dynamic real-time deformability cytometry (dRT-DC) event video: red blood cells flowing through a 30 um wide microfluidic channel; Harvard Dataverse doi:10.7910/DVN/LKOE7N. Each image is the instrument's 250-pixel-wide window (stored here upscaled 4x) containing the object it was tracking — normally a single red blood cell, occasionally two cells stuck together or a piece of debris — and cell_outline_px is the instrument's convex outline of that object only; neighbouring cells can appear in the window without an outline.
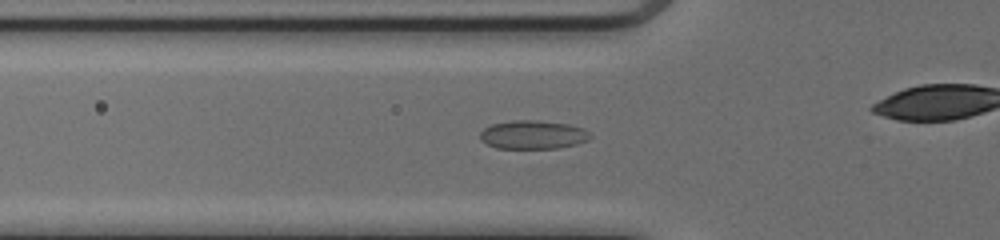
{"species": "common noctule bat (a hibernating species)", "species_latin": "Nyctalus noctula", "temperature_condition": "cold", "stored_images_in_passage": 40, "segment_of_instrument_passage": [1, 2], "camera_frame_rate_fps": 3000, "um_per_image_px": 0.085, "animal": {"sex": "female", "body_mass_g": 17.0, "forearm_length_mm": 48.0}, "frame": {"image": 1, "passage_image": 17, "time_ms": 5.333, "image_size_px": [1000, 240], "cell_outline_px": [[592, 136], [588, 140], [576, 144], [560, 148], [496, 148], [480, 140], [480, 132], [484, 128], [492, 124], [516, 120], [536, 120], [568, 124], [584, 128]], "centroid_in_image_um": [45.31, 11.45], "position_along_channel_um": 80.5, "area_um2": 18.32}}
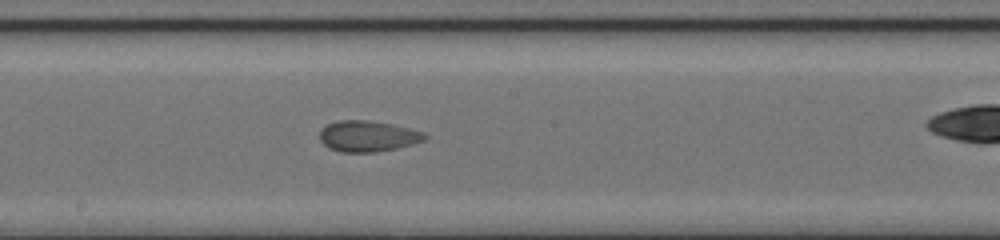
{"frame": {"image": 2, "passage_image": 27, "time_ms": 8.667, "image_size_px": [1000, 240], "cell_outline_px": [[428, 136], [424, 140], [412, 144], [396, 148], [376, 152], [340, 152], [328, 148], [320, 140], [320, 128], [328, 124], [340, 120], [368, 120], [392, 124], [424, 132]], "centroid_in_image_um": [31.24, 11.57], "position_along_channel_um": 217.0, "area_um2": 18.96}}
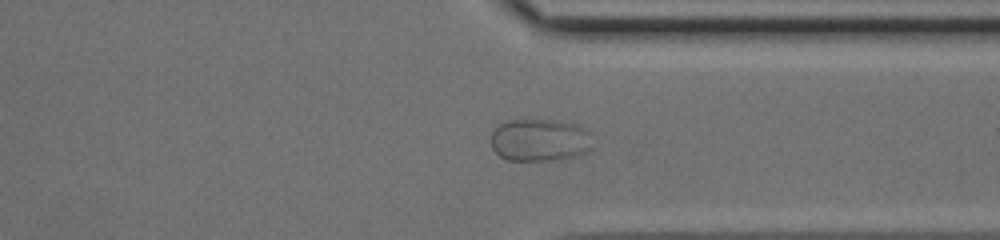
{"frame": {"image": 3, "passage_image": 38, "time_ms": 12.333, "image_size_px": [1000, 240], "cell_outline_px": [[588, 148], [584, 152], [576, 156], [552, 160], [508, 160], [500, 156], [492, 148], [492, 132], [500, 124], [508, 120], [556, 120], [576, 124], [584, 128], [588, 132]], "centroid_in_image_um": [45.82, 11.9], "position_along_channel_um": 365.6, "area_um2": 24.68}}